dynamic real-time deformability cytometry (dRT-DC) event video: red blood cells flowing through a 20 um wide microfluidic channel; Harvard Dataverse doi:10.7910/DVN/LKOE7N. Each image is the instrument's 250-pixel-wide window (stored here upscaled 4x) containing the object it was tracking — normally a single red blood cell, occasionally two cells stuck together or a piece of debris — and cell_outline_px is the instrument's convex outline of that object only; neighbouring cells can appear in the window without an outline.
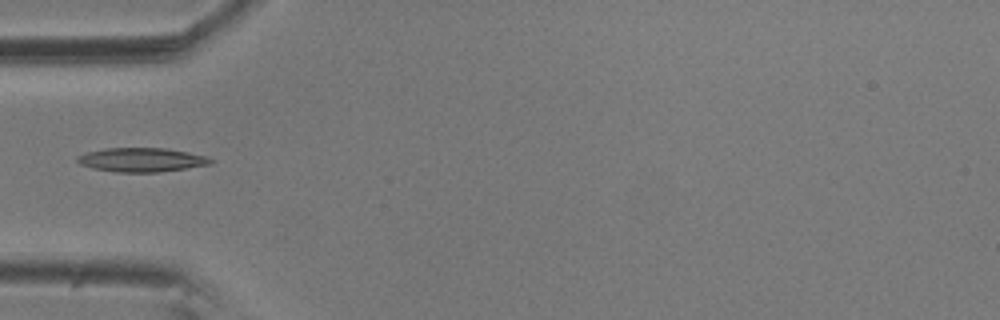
{"species": "common noctule bat (a hibernating species)", "species_latin": "Nyctalus noctula", "temperature_condition": "room temperature", "stored_images_in_passage": 12, "camera_frame_rate_fps": 3000, "um_per_image_px": 0.085, "animal": {"sex": "male", "body_mass_g": 20.5, "forearm_length_mm": 52.5}, "frame": {"image": 1, "passage_image": 2, "time_ms": 0.333, "image_size_px": [1000, 320], "cell_outline_px": [[216, 160], [212, 164], [160, 172], [116, 172], [92, 168], [80, 164], [76, 160], [76, 156], [84, 152], [104, 148], [164, 148], [188, 152], [204, 156]], "centroid_in_image_um": [12.0, 13.58], "position_along_channel_um": 73.0, "area_um2": 18.79}}
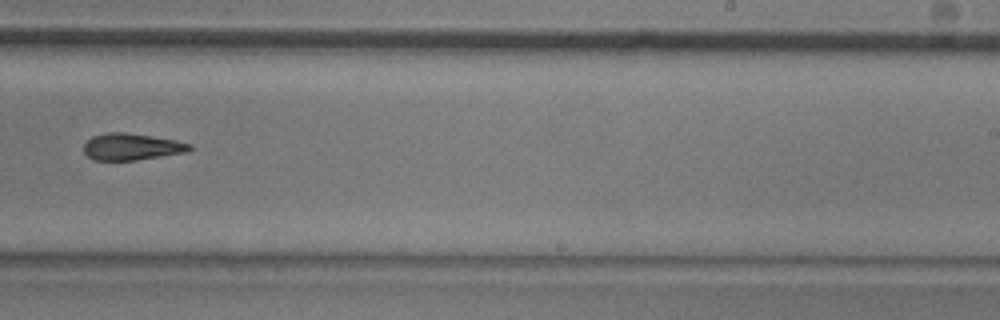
{"frame": {"image": 2, "passage_image": 7, "time_ms": 2.0, "image_size_px": [1000, 320], "cell_outline_px": [[192, 148], [188, 152], [136, 160], [92, 160], [84, 152], [84, 144], [92, 136], [108, 132], [124, 132], [176, 140], [192, 144]], "centroid_in_image_um": [11.19, 12.47], "position_along_channel_um": 277.8, "area_um2": 16.47}}
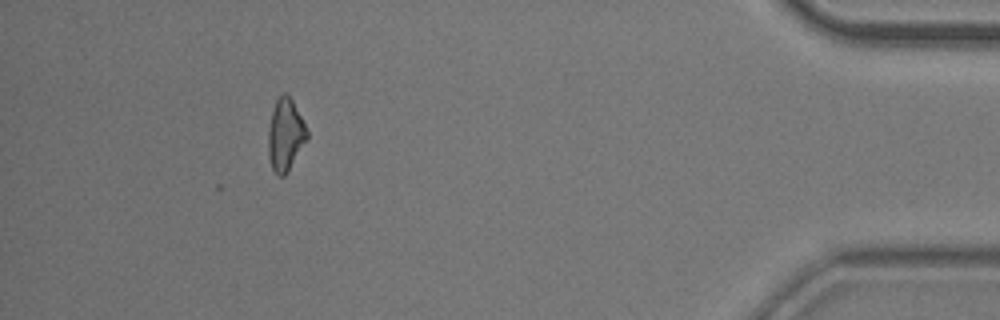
{"frame": {"image": 3, "passage_image": 11, "time_ms": 3.333, "image_size_px": [1000, 320], "cell_outline_px": [[308, 136], [284, 176], [276, 176], [272, 168], [268, 156], [268, 128], [272, 112], [276, 100], [284, 92], [292, 100], [308, 132]], "centroid_in_image_um": [24.22, 11.47], "position_along_channel_um": 411.0, "area_um2": 15.84}}